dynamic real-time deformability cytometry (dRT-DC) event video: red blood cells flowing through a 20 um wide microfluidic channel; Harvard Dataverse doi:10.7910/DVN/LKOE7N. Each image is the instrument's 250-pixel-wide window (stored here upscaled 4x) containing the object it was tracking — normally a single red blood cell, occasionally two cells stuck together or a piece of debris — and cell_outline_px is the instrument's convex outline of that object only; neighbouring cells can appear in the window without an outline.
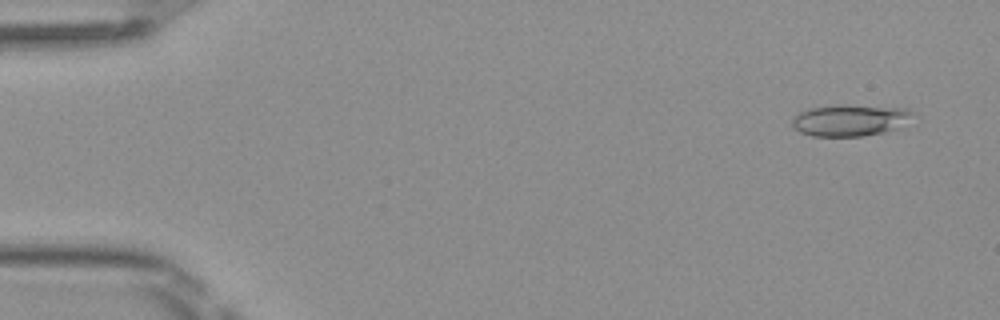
{"species": "Egyptian fruit bat (a non-hibernating species)", "species_latin": "Rousettus aegyptiacus", "temperature_condition": "room temperature", "stored_images_in_passage": 49, "camera_frame_rate_fps": 3000, "um_per_image_px": 0.085, "frame": {"image": 1, "passage_image": 3, "time_ms": 0.667, "image_size_px": [1000, 320], "cell_outline_px": [[912, 112], [896, 128], [884, 132], [864, 136], [812, 136], [800, 132], [792, 128], [792, 120], [800, 112], [808, 108], [836, 104], [848, 104], [908, 108]], "centroid_in_image_um": [72.15, 10.2], "position_along_channel_um": 12.8, "area_um2": 22.08}}
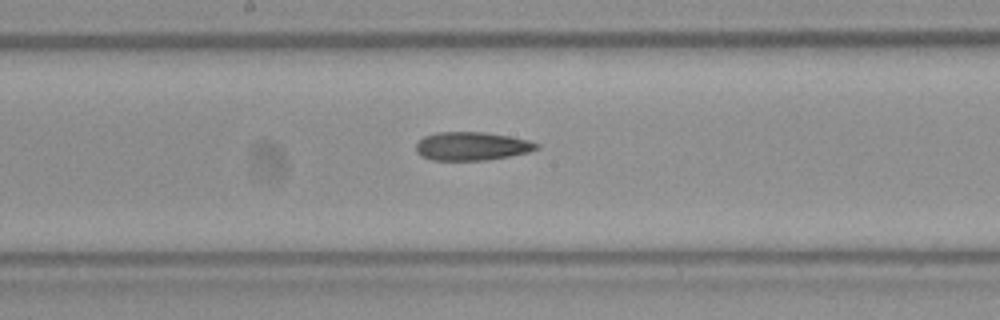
{"frame": {"image": 2, "passage_image": 26, "time_ms": 8.333, "image_size_px": [1000, 320], "cell_outline_px": [[540, 148], [528, 152], [488, 160], [432, 160], [420, 156], [416, 152], [416, 144], [424, 136], [436, 132], [484, 132], [508, 136], [528, 140], [540, 144]], "centroid_in_image_um": [40.09, 12.42], "position_along_channel_um": 208.1, "area_um2": 20.0}}
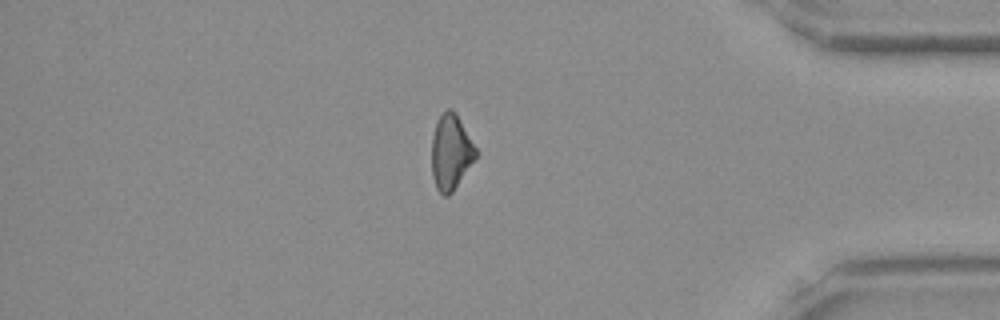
{"frame": {"image": 3, "passage_image": 42, "time_ms": 13.667, "image_size_px": [1000, 320], "cell_outline_px": [[476, 156], [452, 192], [448, 196], [444, 196], [436, 188], [432, 176], [432, 136], [436, 124], [440, 116], [448, 108], [452, 108], [456, 112], [476, 148]], "centroid_in_image_um": [38.3, 12.92], "position_along_channel_um": 396.9, "area_um2": 19.02}, "authors_computed_cell_mechanics": {"area_um2": 20.23, "velocity_mm_per_s": 4.1167, "shape_relaxation_time_tau1_ms": null, "shape_relaxation_time_tau2_ms": 2.2862, "deformation_change_tau1": null, "deformation_change_tau2": 0.1138}}